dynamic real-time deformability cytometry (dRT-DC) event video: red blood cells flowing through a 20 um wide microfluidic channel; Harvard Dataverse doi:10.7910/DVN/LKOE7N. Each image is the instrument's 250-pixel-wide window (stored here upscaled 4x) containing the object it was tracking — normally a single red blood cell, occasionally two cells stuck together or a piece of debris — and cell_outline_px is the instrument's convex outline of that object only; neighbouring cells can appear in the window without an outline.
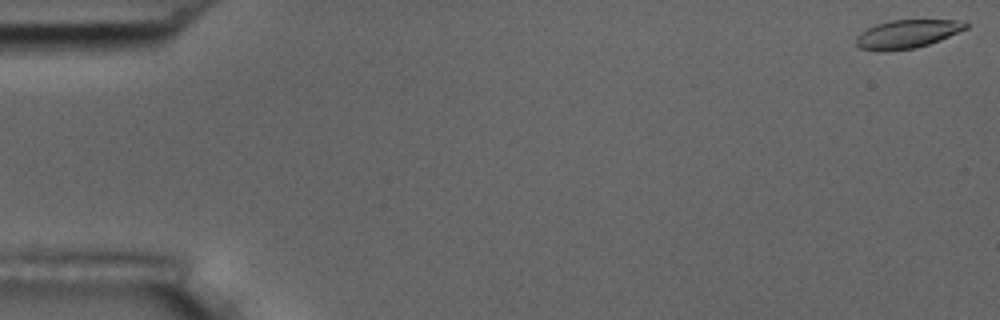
{"species": "common noctule bat (a hibernating species)", "species_latin": "Nyctalus noctula", "temperature_condition": "room temperature", "stored_images_in_passage": 49, "camera_frame_rate_fps": 3000, "um_per_image_px": 0.085, "animal": {"sex": "male", "body_mass_g": 17.5, "forearm_length_mm": 52.3}, "frame": {"image": 1, "passage_image": 1, "time_ms": 0.0, "image_size_px": [1000, 320], "cell_outline_px": [[968, 28], [940, 40], [916, 48], [884, 52], [880, 52], [860, 48], [856, 44], [856, 36], [860, 32], [876, 24], [892, 20], [956, 20], [968, 24]], "centroid_in_image_um": [77.07, 2.9], "position_along_channel_um": 7.9, "area_um2": 18.21}}
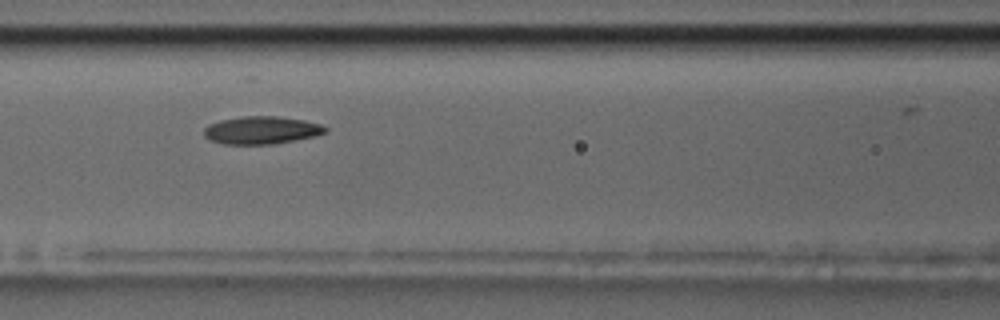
{"frame": {"image": 2, "passage_image": 24, "time_ms": 7.667, "image_size_px": [1000, 320], "cell_outline_px": [[328, 132], [316, 136], [276, 144], [224, 144], [212, 140], [204, 136], [204, 128], [208, 124], [220, 120], [240, 116], [276, 116], [304, 120], [320, 124], [328, 128]], "centroid_in_image_um": [22.25, 11.06], "position_along_channel_um": 144.4, "area_um2": 19.77}}
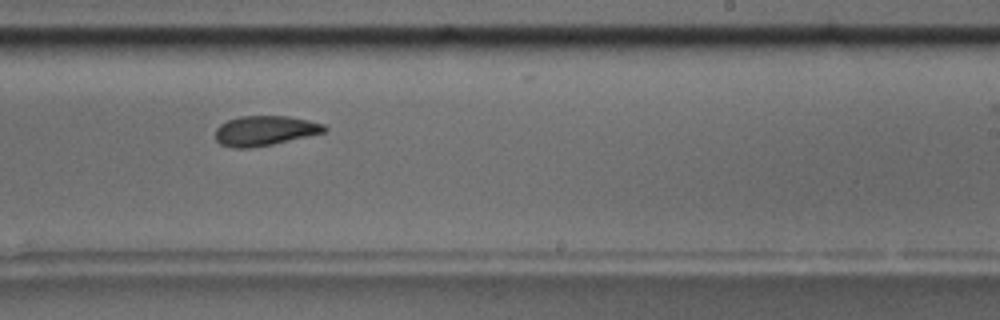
{"frame": {"image": 3, "passage_image": 34, "time_ms": 11.0, "image_size_px": [1000, 320], "cell_outline_px": [[328, 128], [324, 132], [272, 144], [248, 148], [236, 148], [220, 144], [216, 140], [216, 128], [220, 124], [228, 120], [240, 116], [288, 116], [308, 120], [324, 124]], "centroid_in_image_um": [22.49, 11.1], "position_along_channel_um": 266.5, "area_um2": 18.79}, "authors_computed_cell_mechanics": {"area_um2": 19.3052, "velocity_mm_per_s": 3.6788, "shape_relaxation_time_tau1_ms": 6.9246, "shape_relaxation_time_tau2_ms": 5.4848, "deformation_change_tau1": 0.1773, "deformation_change_tau2": 0.1206}}